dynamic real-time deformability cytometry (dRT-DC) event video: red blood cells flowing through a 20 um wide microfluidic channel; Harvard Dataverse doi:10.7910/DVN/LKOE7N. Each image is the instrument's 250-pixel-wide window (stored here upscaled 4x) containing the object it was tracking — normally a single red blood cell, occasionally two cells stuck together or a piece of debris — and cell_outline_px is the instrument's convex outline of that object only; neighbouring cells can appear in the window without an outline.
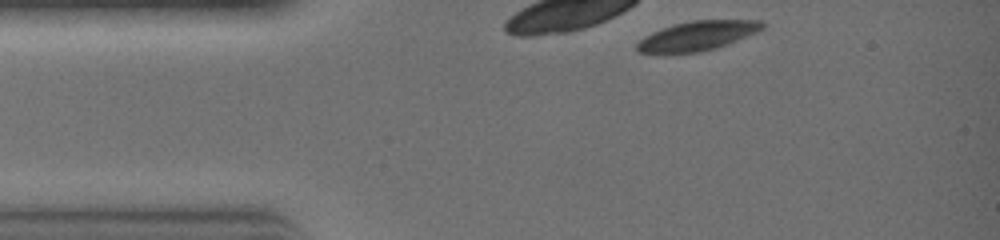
{"species": "common noctule bat (a hibernating species)", "species_latin": "Nyctalus noctula", "temperature_condition": "warm", "stored_images_in_passage": 23, "camera_frame_rate_fps": 3000, "um_per_image_px": 0.085, "animal": {"sex": "female", "body_mass_g": 19.0, "forearm_length_mm": 51.5}, "frame": {"image": 1, "passage_image": 1, "time_ms": 0.0, "image_size_px": [1000, 240], "cell_outline_px": [[764, 28], [756, 32], [728, 44], [716, 48], [700, 52], [640, 52], [636, 48], [636, 44], [644, 36], [652, 32], [672, 24], [692, 20], [760, 20], [764, 24]], "centroid_in_image_um": [59.29, 3.02], "position_along_channel_um": 25.7, "area_um2": 21.21}}
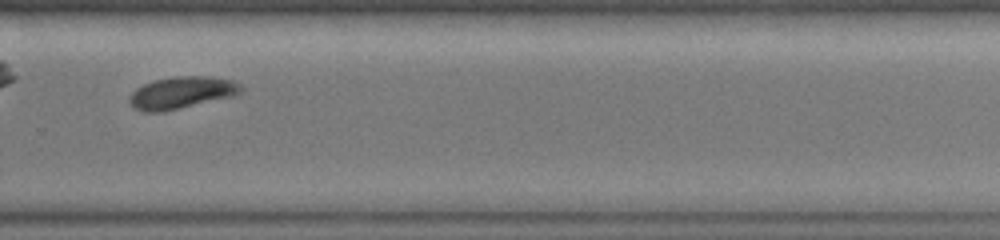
{"frame": {"image": 2, "passage_image": 17, "time_ms": 5.333, "image_size_px": [1000, 240], "cell_outline_px": [[244, 92], [232, 96], [180, 108], [160, 112], [144, 112], [132, 108], [128, 100], [128, 96], [136, 88], [152, 80], [176, 76], [204, 76], [232, 80], [240, 84], [244, 88]], "centroid_in_image_um": [15.4, 7.88], "position_along_channel_um": 314.4, "area_um2": 20.92}}
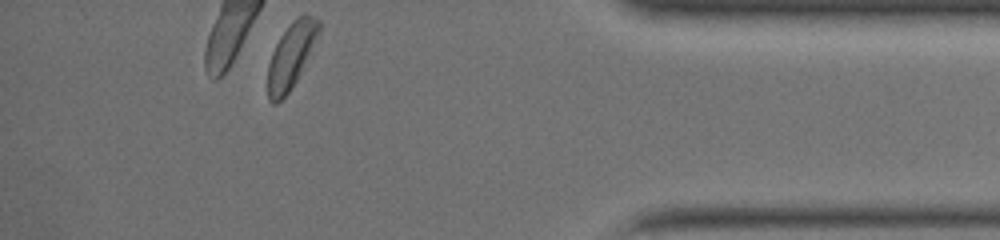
{"frame": {"image": 3, "passage_image": 23, "time_ms": 7.333, "image_size_px": [1000, 240], "cell_outline_px": [[320, 32], [292, 88], [276, 104], [272, 104], [268, 100], [268, 64], [272, 52], [280, 36], [292, 20], [304, 12], [316, 16], [320, 20]], "centroid_in_image_um": [24.75, 4.67], "position_along_channel_um": 410.4, "area_um2": 19.42}}